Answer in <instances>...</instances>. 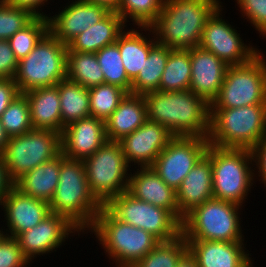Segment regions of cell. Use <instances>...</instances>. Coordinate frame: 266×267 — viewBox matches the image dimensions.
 Here are the masks:
<instances>
[{
  "label": "cell",
  "instance_id": "8d00e7d4",
  "mask_svg": "<svg viewBox=\"0 0 266 267\" xmlns=\"http://www.w3.org/2000/svg\"><path fill=\"white\" fill-rule=\"evenodd\" d=\"M0 120L9 137L22 135L33 129L30 106L24 93H19L12 100L2 113Z\"/></svg>",
  "mask_w": 266,
  "mask_h": 267
},
{
  "label": "cell",
  "instance_id": "3957f363",
  "mask_svg": "<svg viewBox=\"0 0 266 267\" xmlns=\"http://www.w3.org/2000/svg\"><path fill=\"white\" fill-rule=\"evenodd\" d=\"M49 206L51 213L64 216L79 231L92 227L103 204L90 191L83 160L60 153L59 182Z\"/></svg>",
  "mask_w": 266,
  "mask_h": 267
},
{
  "label": "cell",
  "instance_id": "9a60e30c",
  "mask_svg": "<svg viewBox=\"0 0 266 267\" xmlns=\"http://www.w3.org/2000/svg\"><path fill=\"white\" fill-rule=\"evenodd\" d=\"M174 136L161 124L146 120L142 126L118 141L127 164L151 167Z\"/></svg>",
  "mask_w": 266,
  "mask_h": 267
},
{
  "label": "cell",
  "instance_id": "60d3db41",
  "mask_svg": "<svg viewBox=\"0 0 266 267\" xmlns=\"http://www.w3.org/2000/svg\"><path fill=\"white\" fill-rule=\"evenodd\" d=\"M242 13L261 34L266 35V0H237Z\"/></svg>",
  "mask_w": 266,
  "mask_h": 267
},
{
  "label": "cell",
  "instance_id": "8992f818",
  "mask_svg": "<svg viewBox=\"0 0 266 267\" xmlns=\"http://www.w3.org/2000/svg\"><path fill=\"white\" fill-rule=\"evenodd\" d=\"M67 49V45L48 31L33 50L18 61L13 79L19 92L55 86L66 79Z\"/></svg>",
  "mask_w": 266,
  "mask_h": 267
},
{
  "label": "cell",
  "instance_id": "7402d4cb",
  "mask_svg": "<svg viewBox=\"0 0 266 267\" xmlns=\"http://www.w3.org/2000/svg\"><path fill=\"white\" fill-rule=\"evenodd\" d=\"M199 267H252L243 242L186 240Z\"/></svg>",
  "mask_w": 266,
  "mask_h": 267
},
{
  "label": "cell",
  "instance_id": "52a82bcc",
  "mask_svg": "<svg viewBox=\"0 0 266 267\" xmlns=\"http://www.w3.org/2000/svg\"><path fill=\"white\" fill-rule=\"evenodd\" d=\"M239 205L212 198L188 212L181 223L185 240L242 242Z\"/></svg>",
  "mask_w": 266,
  "mask_h": 267
},
{
  "label": "cell",
  "instance_id": "f35d334b",
  "mask_svg": "<svg viewBox=\"0 0 266 267\" xmlns=\"http://www.w3.org/2000/svg\"><path fill=\"white\" fill-rule=\"evenodd\" d=\"M35 17L25 8L14 7L0 0V40H8Z\"/></svg>",
  "mask_w": 266,
  "mask_h": 267
},
{
  "label": "cell",
  "instance_id": "ffe728a7",
  "mask_svg": "<svg viewBox=\"0 0 266 267\" xmlns=\"http://www.w3.org/2000/svg\"><path fill=\"white\" fill-rule=\"evenodd\" d=\"M0 205L5 209L7 227L11 234L5 235L13 238L33 228L51 213L47 201L28 196L15 186L7 192Z\"/></svg>",
  "mask_w": 266,
  "mask_h": 267
},
{
  "label": "cell",
  "instance_id": "484cf974",
  "mask_svg": "<svg viewBox=\"0 0 266 267\" xmlns=\"http://www.w3.org/2000/svg\"><path fill=\"white\" fill-rule=\"evenodd\" d=\"M124 27L121 16L116 11H110L102 20L75 37L67 47L71 51L96 53L116 43Z\"/></svg>",
  "mask_w": 266,
  "mask_h": 267
},
{
  "label": "cell",
  "instance_id": "d590c367",
  "mask_svg": "<svg viewBox=\"0 0 266 267\" xmlns=\"http://www.w3.org/2000/svg\"><path fill=\"white\" fill-rule=\"evenodd\" d=\"M49 31L48 16H36L27 26L17 31L7 41L18 61L25 58Z\"/></svg>",
  "mask_w": 266,
  "mask_h": 267
},
{
  "label": "cell",
  "instance_id": "5b68a950",
  "mask_svg": "<svg viewBox=\"0 0 266 267\" xmlns=\"http://www.w3.org/2000/svg\"><path fill=\"white\" fill-rule=\"evenodd\" d=\"M90 230L118 267H133L160 243L147 231L116 219L104 206Z\"/></svg>",
  "mask_w": 266,
  "mask_h": 267
},
{
  "label": "cell",
  "instance_id": "f546056e",
  "mask_svg": "<svg viewBox=\"0 0 266 267\" xmlns=\"http://www.w3.org/2000/svg\"><path fill=\"white\" fill-rule=\"evenodd\" d=\"M62 129L68 124L90 116L88 88L70 81L61 80L58 84Z\"/></svg>",
  "mask_w": 266,
  "mask_h": 267
},
{
  "label": "cell",
  "instance_id": "4316f807",
  "mask_svg": "<svg viewBox=\"0 0 266 267\" xmlns=\"http://www.w3.org/2000/svg\"><path fill=\"white\" fill-rule=\"evenodd\" d=\"M60 154L20 177L14 186L33 198L51 201L59 182Z\"/></svg>",
  "mask_w": 266,
  "mask_h": 267
},
{
  "label": "cell",
  "instance_id": "83f0119b",
  "mask_svg": "<svg viewBox=\"0 0 266 267\" xmlns=\"http://www.w3.org/2000/svg\"><path fill=\"white\" fill-rule=\"evenodd\" d=\"M137 31L135 29L127 30V32L122 31L116 40L122 63L131 81L139 74L144 65V60L148 57L150 48L156 43L155 39L148 40Z\"/></svg>",
  "mask_w": 266,
  "mask_h": 267
},
{
  "label": "cell",
  "instance_id": "4dcf8cb0",
  "mask_svg": "<svg viewBox=\"0 0 266 267\" xmlns=\"http://www.w3.org/2000/svg\"><path fill=\"white\" fill-rule=\"evenodd\" d=\"M66 78L85 88L104 84L105 79L95 53L67 49Z\"/></svg>",
  "mask_w": 266,
  "mask_h": 267
},
{
  "label": "cell",
  "instance_id": "7c38bea8",
  "mask_svg": "<svg viewBox=\"0 0 266 267\" xmlns=\"http://www.w3.org/2000/svg\"><path fill=\"white\" fill-rule=\"evenodd\" d=\"M83 163L90 191L103 205L128 190L129 165L119 142L107 140Z\"/></svg>",
  "mask_w": 266,
  "mask_h": 267
},
{
  "label": "cell",
  "instance_id": "74e56055",
  "mask_svg": "<svg viewBox=\"0 0 266 267\" xmlns=\"http://www.w3.org/2000/svg\"><path fill=\"white\" fill-rule=\"evenodd\" d=\"M164 0H120L116 12L124 24L127 17L139 27H150L157 19Z\"/></svg>",
  "mask_w": 266,
  "mask_h": 267
},
{
  "label": "cell",
  "instance_id": "bcb514c9",
  "mask_svg": "<svg viewBox=\"0 0 266 267\" xmlns=\"http://www.w3.org/2000/svg\"><path fill=\"white\" fill-rule=\"evenodd\" d=\"M14 186L10 180L7 169L4 164L2 155L0 154V203L6 196L7 192Z\"/></svg>",
  "mask_w": 266,
  "mask_h": 267
},
{
  "label": "cell",
  "instance_id": "7a4b0ae2",
  "mask_svg": "<svg viewBox=\"0 0 266 267\" xmlns=\"http://www.w3.org/2000/svg\"><path fill=\"white\" fill-rule=\"evenodd\" d=\"M219 0H164L156 21L140 27L156 34V42L166 47L193 49L200 45L207 18L220 6Z\"/></svg>",
  "mask_w": 266,
  "mask_h": 267
},
{
  "label": "cell",
  "instance_id": "277c9868",
  "mask_svg": "<svg viewBox=\"0 0 266 267\" xmlns=\"http://www.w3.org/2000/svg\"><path fill=\"white\" fill-rule=\"evenodd\" d=\"M266 136V104L210 108L209 144L252 150Z\"/></svg>",
  "mask_w": 266,
  "mask_h": 267
},
{
  "label": "cell",
  "instance_id": "ac0fdd59",
  "mask_svg": "<svg viewBox=\"0 0 266 267\" xmlns=\"http://www.w3.org/2000/svg\"><path fill=\"white\" fill-rule=\"evenodd\" d=\"M106 141L105 121L89 116L64 127L61 133V153L68 159L84 160Z\"/></svg>",
  "mask_w": 266,
  "mask_h": 267
},
{
  "label": "cell",
  "instance_id": "6da1fadb",
  "mask_svg": "<svg viewBox=\"0 0 266 267\" xmlns=\"http://www.w3.org/2000/svg\"><path fill=\"white\" fill-rule=\"evenodd\" d=\"M147 120L163 125L173 136L208 138L210 104L191 90L143 94Z\"/></svg>",
  "mask_w": 266,
  "mask_h": 267
},
{
  "label": "cell",
  "instance_id": "e0dca14e",
  "mask_svg": "<svg viewBox=\"0 0 266 267\" xmlns=\"http://www.w3.org/2000/svg\"><path fill=\"white\" fill-rule=\"evenodd\" d=\"M78 229L64 216L50 213L43 221L18 234L17 240L23 255L30 261L36 255L46 254L58 248L69 233Z\"/></svg>",
  "mask_w": 266,
  "mask_h": 267
},
{
  "label": "cell",
  "instance_id": "d6986e66",
  "mask_svg": "<svg viewBox=\"0 0 266 267\" xmlns=\"http://www.w3.org/2000/svg\"><path fill=\"white\" fill-rule=\"evenodd\" d=\"M190 59L191 82L189 90L211 104L219 94L229 66L212 52L200 46L190 49Z\"/></svg>",
  "mask_w": 266,
  "mask_h": 267
},
{
  "label": "cell",
  "instance_id": "5bb4252c",
  "mask_svg": "<svg viewBox=\"0 0 266 267\" xmlns=\"http://www.w3.org/2000/svg\"><path fill=\"white\" fill-rule=\"evenodd\" d=\"M221 7L218 6L207 18L199 46L212 52L228 66L248 63L259 52L242 43L237 30L219 17Z\"/></svg>",
  "mask_w": 266,
  "mask_h": 267
},
{
  "label": "cell",
  "instance_id": "e575fe53",
  "mask_svg": "<svg viewBox=\"0 0 266 267\" xmlns=\"http://www.w3.org/2000/svg\"><path fill=\"white\" fill-rule=\"evenodd\" d=\"M188 251L187 241L181 234L167 242H160L133 267H176L178 260Z\"/></svg>",
  "mask_w": 266,
  "mask_h": 267
},
{
  "label": "cell",
  "instance_id": "f907efd6",
  "mask_svg": "<svg viewBox=\"0 0 266 267\" xmlns=\"http://www.w3.org/2000/svg\"><path fill=\"white\" fill-rule=\"evenodd\" d=\"M6 235H3V233L1 232V230H0V242H1V240L5 237Z\"/></svg>",
  "mask_w": 266,
  "mask_h": 267
},
{
  "label": "cell",
  "instance_id": "8fae6325",
  "mask_svg": "<svg viewBox=\"0 0 266 267\" xmlns=\"http://www.w3.org/2000/svg\"><path fill=\"white\" fill-rule=\"evenodd\" d=\"M116 219L141 228L160 242L181 235V222L169 211L134 198L127 191L103 205Z\"/></svg>",
  "mask_w": 266,
  "mask_h": 267
},
{
  "label": "cell",
  "instance_id": "7dc6e473",
  "mask_svg": "<svg viewBox=\"0 0 266 267\" xmlns=\"http://www.w3.org/2000/svg\"><path fill=\"white\" fill-rule=\"evenodd\" d=\"M176 267H199L195 257L188 250L179 260Z\"/></svg>",
  "mask_w": 266,
  "mask_h": 267
},
{
  "label": "cell",
  "instance_id": "ba28073f",
  "mask_svg": "<svg viewBox=\"0 0 266 267\" xmlns=\"http://www.w3.org/2000/svg\"><path fill=\"white\" fill-rule=\"evenodd\" d=\"M205 155L212 163L213 198L241 206L253 184L254 173L248 165L254 159L252 151L209 144Z\"/></svg>",
  "mask_w": 266,
  "mask_h": 267
},
{
  "label": "cell",
  "instance_id": "681fc988",
  "mask_svg": "<svg viewBox=\"0 0 266 267\" xmlns=\"http://www.w3.org/2000/svg\"><path fill=\"white\" fill-rule=\"evenodd\" d=\"M8 141H9V136L7 135L4 127L2 126L1 120H0V154L3 153Z\"/></svg>",
  "mask_w": 266,
  "mask_h": 267
},
{
  "label": "cell",
  "instance_id": "d4e9b609",
  "mask_svg": "<svg viewBox=\"0 0 266 267\" xmlns=\"http://www.w3.org/2000/svg\"><path fill=\"white\" fill-rule=\"evenodd\" d=\"M24 94L29 102L33 128L61 134L63 129L57 85L32 89Z\"/></svg>",
  "mask_w": 266,
  "mask_h": 267
},
{
  "label": "cell",
  "instance_id": "cb8c5ba5",
  "mask_svg": "<svg viewBox=\"0 0 266 267\" xmlns=\"http://www.w3.org/2000/svg\"><path fill=\"white\" fill-rule=\"evenodd\" d=\"M147 120L143 95L127 93L113 114L105 121L108 141H120Z\"/></svg>",
  "mask_w": 266,
  "mask_h": 267
},
{
  "label": "cell",
  "instance_id": "44dd1931",
  "mask_svg": "<svg viewBox=\"0 0 266 267\" xmlns=\"http://www.w3.org/2000/svg\"><path fill=\"white\" fill-rule=\"evenodd\" d=\"M140 170L129 177L127 192L138 200L169 210L182 223L184 216L178 209L176 191L151 167H140Z\"/></svg>",
  "mask_w": 266,
  "mask_h": 267
},
{
  "label": "cell",
  "instance_id": "7bdbcfd3",
  "mask_svg": "<svg viewBox=\"0 0 266 267\" xmlns=\"http://www.w3.org/2000/svg\"><path fill=\"white\" fill-rule=\"evenodd\" d=\"M19 93L14 79H0V117Z\"/></svg>",
  "mask_w": 266,
  "mask_h": 267
},
{
  "label": "cell",
  "instance_id": "b9f144b4",
  "mask_svg": "<svg viewBox=\"0 0 266 267\" xmlns=\"http://www.w3.org/2000/svg\"><path fill=\"white\" fill-rule=\"evenodd\" d=\"M18 66L13 50L7 40H0V79H13Z\"/></svg>",
  "mask_w": 266,
  "mask_h": 267
},
{
  "label": "cell",
  "instance_id": "1f68e13d",
  "mask_svg": "<svg viewBox=\"0 0 266 267\" xmlns=\"http://www.w3.org/2000/svg\"><path fill=\"white\" fill-rule=\"evenodd\" d=\"M191 82L190 49L170 50L159 91L180 92L189 90Z\"/></svg>",
  "mask_w": 266,
  "mask_h": 267
},
{
  "label": "cell",
  "instance_id": "30bf717a",
  "mask_svg": "<svg viewBox=\"0 0 266 267\" xmlns=\"http://www.w3.org/2000/svg\"><path fill=\"white\" fill-rule=\"evenodd\" d=\"M262 57L259 51L248 63L229 66L210 108L266 104V62Z\"/></svg>",
  "mask_w": 266,
  "mask_h": 267
},
{
  "label": "cell",
  "instance_id": "9c48e42d",
  "mask_svg": "<svg viewBox=\"0 0 266 267\" xmlns=\"http://www.w3.org/2000/svg\"><path fill=\"white\" fill-rule=\"evenodd\" d=\"M61 153V134L48 129H31L9 137L1 154L10 180L15 183L29 170Z\"/></svg>",
  "mask_w": 266,
  "mask_h": 267
},
{
  "label": "cell",
  "instance_id": "ab89813d",
  "mask_svg": "<svg viewBox=\"0 0 266 267\" xmlns=\"http://www.w3.org/2000/svg\"><path fill=\"white\" fill-rule=\"evenodd\" d=\"M28 263L17 240L5 236L0 242V267H26Z\"/></svg>",
  "mask_w": 266,
  "mask_h": 267
},
{
  "label": "cell",
  "instance_id": "836d02e7",
  "mask_svg": "<svg viewBox=\"0 0 266 267\" xmlns=\"http://www.w3.org/2000/svg\"><path fill=\"white\" fill-rule=\"evenodd\" d=\"M90 116L106 121L127 92L115 85L99 84L88 89Z\"/></svg>",
  "mask_w": 266,
  "mask_h": 267
},
{
  "label": "cell",
  "instance_id": "603a6c76",
  "mask_svg": "<svg viewBox=\"0 0 266 267\" xmlns=\"http://www.w3.org/2000/svg\"><path fill=\"white\" fill-rule=\"evenodd\" d=\"M211 160L204 155L176 190L179 212L185 216L197 205L213 198Z\"/></svg>",
  "mask_w": 266,
  "mask_h": 267
},
{
  "label": "cell",
  "instance_id": "c3c4849f",
  "mask_svg": "<svg viewBox=\"0 0 266 267\" xmlns=\"http://www.w3.org/2000/svg\"><path fill=\"white\" fill-rule=\"evenodd\" d=\"M95 4L106 6L110 11H116L120 0H86Z\"/></svg>",
  "mask_w": 266,
  "mask_h": 267
},
{
  "label": "cell",
  "instance_id": "4fadbf2b",
  "mask_svg": "<svg viewBox=\"0 0 266 267\" xmlns=\"http://www.w3.org/2000/svg\"><path fill=\"white\" fill-rule=\"evenodd\" d=\"M208 145L207 138L174 136L157 156L151 168L176 191L206 154Z\"/></svg>",
  "mask_w": 266,
  "mask_h": 267
},
{
  "label": "cell",
  "instance_id": "ee69618b",
  "mask_svg": "<svg viewBox=\"0 0 266 267\" xmlns=\"http://www.w3.org/2000/svg\"><path fill=\"white\" fill-rule=\"evenodd\" d=\"M253 155V161L256 162L259 173L262 177L264 184L266 185V136L262 138L259 143L251 150Z\"/></svg>",
  "mask_w": 266,
  "mask_h": 267
},
{
  "label": "cell",
  "instance_id": "2e32d148",
  "mask_svg": "<svg viewBox=\"0 0 266 267\" xmlns=\"http://www.w3.org/2000/svg\"><path fill=\"white\" fill-rule=\"evenodd\" d=\"M110 10L103 5L77 0L53 18L48 17L49 32L68 45L81 32L102 20Z\"/></svg>",
  "mask_w": 266,
  "mask_h": 267
},
{
  "label": "cell",
  "instance_id": "f1b7e54d",
  "mask_svg": "<svg viewBox=\"0 0 266 267\" xmlns=\"http://www.w3.org/2000/svg\"><path fill=\"white\" fill-rule=\"evenodd\" d=\"M170 48L155 43L149 51L148 57L137 77L131 82V93L143 95L152 91H159L160 80L163 75Z\"/></svg>",
  "mask_w": 266,
  "mask_h": 267
},
{
  "label": "cell",
  "instance_id": "d6a6232c",
  "mask_svg": "<svg viewBox=\"0 0 266 267\" xmlns=\"http://www.w3.org/2000/svg\"><path fill=\"white\" fill-rule=\"evenodd\" d=\"M105 83L118 86L131 93V80L122 63L119 46L114 43L103 47L96 53Z\"/></svg>",
  "mask_w": 266,
  "mask_h": 267
},
{
  "label": "cell",
  "instance_id": "f6af8a7d",
  "mask_svg": "<svg viewBox=\"0 0 266 267\" xmlns=\"http://www.w3.org/2000/svg\"><path fill=\"white\" fill-rule=\"evenodd\" d=\"M9 5L29 10L35 16L45 17L38 8L48 0H5ZM39 6V7H38Z\"/></svg>",
  "mask_w": 266,
  "mask_h": 267
}]
</instances>
